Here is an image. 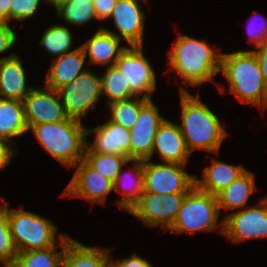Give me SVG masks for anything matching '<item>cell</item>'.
I'll return each mask as SVG.
<instances>
[{"instance_id": "obj_20", "label": "cell", "mask_w": 267, "mask_h": 267, "mask_svg": "<svg viewBox=\"0 0 267 267\" xmlns=\"http://www.w3.org/2000/svg\"><path fill=\"white\" fill-rule=\"evenodd\" d=\"M86 56L81 46L58 58H53L45 76V86L53 90L72 82L88 68L85 67Z\"/></svg>"}, {"instance_id": "obj_41", "label": "cell", "mask_w": 267, "mask_h": 267, "mask_svg": "<svg viewBox=\"0 0 267 267\" xmlns=\"http://www.w3.org/2000/svg\"><path fill=\"white\" fill-rule=\"evenodd\" d=\"M41 2L42 1H45V3H49V5H52L55 7V10L59 7L60 5V0H40Z\"/></svg>"}, {"instance_id": "obj_3", "label": "cell", "mask_w": 267, "mask_h": 267, "mask_svg": "<svg viewBox=\"0 0 267 267\" xmlns=\"http://www.w3.org/2000/svg\"><path fill=\"white\" fill-rule=\"evenodd\" d=\"M227 79L230 93L240 102L267 108V85L252 50L222 53L220 72Z\"/></svg>"}, {"instance_id": "obj_2", "label": "cell", "mask_w": 267, "mask_h": 267, "mask_svg": "<svg viewBox=\"0 0 267 267\" xmlns=\"http://www.w3.org/2000/svg\"><path fill=\"white\" fill-rule=\"evenodd\" d=\"M177 38L168 51V71H174L184 84L193 88L205 82H214V76L220 72L222 52L212 48L204 39L181 33Z\"/></svg>"}, {"instance_id": "obj_38", "label": "cell", "mask_w": 267, "mask_h": 267, "mask_svg": "<svg viewBox=\"0 0 267 267\" xmlns=\"http://www.w3.org/2000/svg\"><path fill=\"white\" fill-rule=\"evenodd\" d=\"M116 3L117 0H93V6L98 20L108 19Z\"/></svg>"}, {"instance_id": "obj_4", "label": "cell", "mask_w": 267, "mask_h": 267, "mask_svg": "<svg viewBox=\"0 0 267 267\" xmlns=\"http://www.w3.org/2000/svg\"><path fill=\"white\" fill-rule=\"evenodd\" d=\"M39 144L58 162L72 168L83 159L86 146V127L72 118L53 123L33 125Z\"/></svg>"}, {"instance_id": "obj_6", "label": "cell", "mask_w": 267, "mask_h": 267, "mask_svg": "<svg viewBox=\"0 0 267 267\" xmlns=\"http://www.w3.org/2000/svg\"><path fill=\"white\" fill-rule=\"evenodd\" d=\"M217 197L194 186L185 196L174 223L167 229L174 233L215 231L224 233V218L219 223ZM219 223V224H218Z\"/></svg>"}, {"instance_id": "obj_31", "label": "cell", "mask_w": 267, "mask_h": 267, "mask_svg": "<svg viewBox=\"0 0 267 267\" xmlns=\"http://www.w3.org/2000/svg\"><path fill=\"white\" fill-rule=\"evenodd\" d=\"M147 100L140 96H134L107 104L108 110L111 111L108 112L110 114L109 120L131 130L136 123L141 106Z\"/></svg>"}, {"instance_id": "obj_40", "label": "cell", "mask_w": 267, "mask_h": 267, "mask_svg": "<svg viewBox=\"0 0 267 267\" xmlns=\"http://www.w3.org/2000/svg\"><path fill=\"white\" fill-rule=\"evenodd\" d=\"M11 0H0V20L9 23V5Z\"/></svg>"}, {"instance_id": "obj_36", "label": "cell", "mask_w": 267, "mask_h": 267, "mask_svg": "<svg viewBox=\"0 0 267 267\" xmlns=\"http://www.w3.org/2000/svg\"><path fill=\"white\" fill-rule=\"evenodd\" d=\"M111 267H153L152 264L138 256V254L132 253L128 258H123L122 260H114L111 258Z\"/></svg>"}, {"instance_id": "obj_23", "label": "cell", "mask_w": 267, "mask_h": 267, "mask_svg": "<svg viewBox=\"0 0 267 267\" xmlns=\"http://www.w3.org/2000/svg\"><path fill=\"white\" fill-rule=\"evenodd\" d=\"M111 249L86 246L73 238L67 243L61 267H111Z\"/></svg>"}, {"instance_id": "obj_9", "label": "cell", "mask_w": 267, "mask_h": 267, "mask_svg": "<svg viewBox=\"0 0 267 267\" xmlns=\"http://www.w3.org/2000/svg\"><path fill=\"white\" fill-rule=\"evenodd\" d=\"M143 52V46H127L115 66L124 74L130 90L136 96L152 99L157 79L149 58Z\"/></svg>"}, {"instance_id": "obj_37", "label": "cell", "mask_w": 267, "mask_h": 267, "mask_svg": "<svg viewBox=\"0 0 267 267\" xmlns=\"http://www.w3.org/2000/svg\"><path fill=\"white\" fill-rule=\"evenodd\" d=\"M9 141L0 138V171H4L18 152ZM15 148V149H14Z\"/></svg>"}, {"instance_id": "obj_16", "label": "cell", "mask_w": 267, "mask_h": 267, "mask_svg": "<svg viewBox=\"0 0 267 267\" xmlns=\"http://www.w3.org/2000/svg\"><path fill=\"white\" fill-rule=\"evenodd\" d=\"M95 134L94 142L88 143V135ZM130 130L107 120L94 128H86V147L95 153L123 155L130 160Z\"/></svg>"}, {"instance_id": "obj_26", "label": "cell", "mask_w": 267, "mask_h": 267, "mask_svg": "<svg viewBox=\"0 0 267 267\" xmlns=\"http://www.w3.org/2000/svg\"><path fill=\"white\" fill-rule=\"evenodd\" d=\"M59 248L61 251H57ZM66 245L19 252L11 267H61Z\"/></svg>"}, {"instance_id": "obj_39", "label": "cell", "mask_w": 267, "mask_h": 267, "mask_svg": "<svg viewBox=\"0 0 267 267\" xmlns=\"http://www.w3.org/2000/svg\"><path fill=\"white\" fill-rule=\"evenodd\" d=\"M252 51L257 58L260 72L265 84L267 85V42L259 45Z\"/></svg>"}, {"instance_id": "obj_12", "label": "cell", "mask_w": 267, "mask_h": 267, "mask_svg": "<svg viewBox=\"0 0 267 267\" xmlns=\"http://www.w3.org/2000/svg\"><path fill=\"white\" fill-rule=\"evenodd\" d=\"M73 178L64 189L61 197L86 199L91 204H104L113 191V181L91 168L83 159L75 166Z\"/></svg>"}, {"instance_id": "obj_33", "label": "cell", "mask_w": 267, "mask_h": 267, "mask_svg": "<svg viewBox=\"0 0 267 267\" xmlns=\"http://www.w3.org/2000/svg\"><path fill=\"white\" fill-rule=\"evenodd\" d=\"M40 0H11L9 5V23L31 19L36 14Z\"/></svg>"}, {"instance_id": "obj_19", "label": "cell", "mask_w": 267, "mask_h": 267, "mask_svg": "<svg viewBox=\"0 0 267 267\" xmlns=\"http://www.w3.org/2000/svg\"><path fill=\"white\" fill-rule=\"evenodd\" d=\"M122 40L105 31L102 26L90 39L80 45L88 56V65L114 66L126 46H120Z\"/></svg>"}, {"instance_id": "obj_22", "label": "cell", "mask_w": 267, "mask_h": 267, "mask_svg": "<svg viewBox=\"0 0 267 267\" xmlns=\"http://www.w3.org/2000/svg\"><path fill=\"white\" fill-rule=\"evenodd\" d=\"M131 162L133 168L129 167L130 171L124 173L125 169L122 167L113 182V190L118 191L123 196L122 199L116 201V204L127 212L140 200L144 193L143 160H131Z\"/></svg>"}, {"instance_id": "obj_15", "label": "cell", "mask_w": 267, "mask_h": 267, "mask_svg": "<svg viewBox=\"0 0 267 267\" xmlns=\"http://www.w3.org/2000/svg\"><path fill=\"white\" fill-rule=\"evenodd\" d=\"M28 130L33 125L60 122L68 117L57 90L34 87L23 100Z\"/></svg>"}, {"instance_id": "obj_35", "label": "cell", "mask_w": 267, "mask_h": 267, "mask_svg": "<svg viewBox=\"0 0 267 267\" xmlns=\"http://www.w3.org/2000/svg\"><path fill=\"white\" fill-rule=\"evenodd\" d=\"M10 23L0 20V54L10 51L17 42V34L9 26Z\"/></svg>"}, {"instance_id": "obj_11", "label": "cell", "mask_w": 267, "mask_h": 267, "mask_svg": "<svg viewBox=\"0 0 267 267\" xmlns=\"http://www.w3.org/2000/svg\"><path fill=\"white\" fill-rule=\"evenodd\" d=\"M186 194L166 195L144 192L129 213L148 227L160 225L168 229L174 223Z\"/></svg>"}, {"instance_id": "obj_30", "label": "cell", "mask_w": 267, "mask_h": 267, "mask_svg": "<svg viewBox=\"0 0 267 267\" xmlns=\"http://www.w3.org/2000/svg\"><path fill=\"white\" fill-rule=\"evenodd\" d=\"M58 18L62 17L70 25L81 26L89 21L98 20L93 0H67L55 10Z\"/></svg>"}, {"instance_id": "obj_17", "label": "cell", "mask_w": 267, "mask_h": 267, "mask_svg": "<svg viewBox=\"0 0 267 267\" xmlns=\"http://www.w3.org/2000/svg\"><path fill=\"white\" fill-rule=\"evenodd\" d=\"M154 153L159 155L162 162L188 164L191 153L186 146L179 124L166 118L163 120L155 135L151 158Z\"/></svg>"}, {"instance_id": "obj_5", "label": "cell", "mask_w": 267, "mask_h": 267, "mask_svg": "<svg viewBox=\"0 0 267 267\" xmlns=\"http://www.w3.org/2000/svg\"><path fill=\"white\" fill-rule=\"evenodd\" d=\"M9 230L17 252L47 249L54 245H67L72 239L69 235L59 233L57 226L50 219L34 212L20 209H9L7 202Z\"/></svg>"}, {"instance_id": "obj_34", "label": "cell", "mask_w": 267, "mask_h": 267, "mask_svg": "<svg viewBox=\"0 0 267 267\" xmlns=\"http://www.w3.org/2000/svg\"><path fill=\"white\" fill-rule=\"evenodd\" d=\"M254 13L257 14V16L259 15L256 10H254ZM254 17L251 18V20H249V23L247 24V32H248L247 36H249V38H248L249 41L256 48L259 45L267 42V19H265L262 15L261 16L259 15V17L262 19V21H260V20L257 21L256 19H258V18H256V17L254 18ZM255 20H256V22H258L257 27H255L256 26Z\"/></svg>"}, {"instance_id": "obj_14", "label": "cell", "mask_w": 267, "mask_h": 267, "mask_svg": "<svg viewBox=\"0 0 267 267\" xmlns=\"http://www.w3.org/2000/svg\"><path fill=\"white\" fill-rule=\"evenodd\" d=\"M148 3V0H141ZM139 0H117L108 19H113L118 33L102 27L118 39L127 42L128 46H144L145 13Z\"/></svg>"}, {"instance_id": "obj_13", "label": "cell", "mask_w": 267, "mask_h": 267, "mask_svg": "<svg viewBox=\"0 0 267 267\" xmlns=\"http://www.w3.org/2000/svg\"><path fill=\"white\" fill-rule=\"evenodd\" d=\"M164 119L152 99L141 106L136 123L130 130V160L151 159L155 135Z\"/></svg>"}, {"instance_id": "obj_10", "label": "cell", "mask_w": 267, "mask_h": 267, "mask_svg": "<svg viewBox=\"0 0 267 267\" xmlns=\"http://www.w3.org/2000/svg\"><path fill=\"white\" fill-rule=\"evenodd\" d=\"M233 243L267 238V197L257 205L224 216V233Z\"/></svg>"}, {"instance_id": "obj_1", "label": "cell", "mask_w": 267, "mask_h": 267, "mask_svg": "<svg viewBox=\"0 0 267 267\" xmlns=\"http://www.w3.org/2000/svg\"><path fill=\"white\" fill-rule=\"evenodd\" d=\"M181 101V133L189 152L199 149L218 154L227 131L219 117L210 107L199 99V94L191 95L180 85Z\"/></svg>"}, {"instance_id": "obj_8", "label": "cell", "mask_w": 267, "mask_h": 267, "mask_svg": "<svg viewBox=\"0 0 267 267\" xmlns=\"http://www.w3.org/2000/svg\"><path fill=\"white\" fill-rule=\"evenodd\" d=\"M186 165L143 161L144 192L155 194L188 193L195 186V176L185 172Z\"/></svg>"}, {"instance_id": "obj_32", "label": "cell", "mask_w": 267, "mask_h": 267, "mask_svg": "<svg viewBox=\"0 0 267 267\" xmlns=\"http://www.w3.org/2000/svg\"><path fill=\"white\" fill-rule=\"evenodd\" d=\"M18 252L14 245L8 224L7 203L0 206V263L4 267H11Z\"/></svg>"}, {"instance_id": "obj_29", "label": "cell", "mask_w": 267, "mask_h": 267, "mask_svg": "<svg viewBox=\"0 0 267 267\" xmlns=\"http://www.w3.org/2000/svg\"><path fill=\"white\" fill-rule=\"evenodd\" d=\"M83 160L91 168L113 182L116 180L121 168L131 162L127 156L95 153L90 151L86 146Z\"/></svg>"}, {"instance_id": "obj_27", "label": "cell", "mask_w": 267, "mask_h": 267, "mask_svg": "<svg viewBox=\"0 0 267 267\" xmlns=\"http://www.w3.org/2000/svg\"><path fill=\"white\" fill-rule=\"evenodd\" d=\"M103 74H100L101 92L102 96L107 97V104L136 96L130 90L124 74L115 65L108 66Z\"/></svg>"}, {"instance_id": "obj_21", "label": "cell", "mask_w": 267, "mask_h": 267, "mask_svg": "<svg viewBox=\"0 0 267 267\" xmlns=\"http://www.w3.org/2000/svg\"><path fill=\"white\" fill-rule=\"evenodd\" d=\"M246 171L243 165H233L212 158L201 177H195V186L206 193L217 195Z\"/></svg>"}, {"instance_id": "obj_7", "label": "cell", "mask_w": 267, "mask_h": 267, "mask_svg": "<svg viewBox=\"0 0 267 267\" xmlns=\"http://www.w3.org/2000/svg\"><path fill=\"white\" fill-rule=\"evenodd\" d=\"M68 118L78 121L96 108L102 96L101 78L90 69L57 89Z\"/></svg>"}, {"instance_id": "obj_25", "label": "cell", "mask_w": 267, "mask_h": 267, "mask_svg": "<svg viewBox=\"0 0 267 267\" xmlns=\"http://www.w3.org/2000/svg\"><path fill=\"white\" fill-rule=\"evenodd\" d=\"M27 132L23 101L0 98V138L11 143Z\"/></svg>"}, {"instance_id": "obj_18", "label": "cell", "mask_w": 267, "mask_h": 267, "mask_svg": "<svg viewBox=\"0 0 267 267\" xmlns=\"http://www.w3.org/2000/svg\"><path fill=\"white\" fill-rule=\"evenodd\" d=\"M26 71L18 54L0 58V98L23 101L34 88L27 85Z\"/></svg>"}, {"instance_id": "obj_24", "label": "cell", "mask_w": 267, "mask_h": 267, "mask_svg": "<svg viewBox=\"0 0 267 267\" xmlns=\"http://www.w3.org/2000/svg\"><path fill=\"white\" fill-rule=\"evenodd\" d=\"M256 191L255 173L246 170L228 187L216 195L220 213L222 208L226 211L244 209L245 206L247 207L246 204L249 197Z\"/></svg>"}, {"instance_id": "obj_28", "label": "cell", "mask_w": 267, "mask_h": 267, "mask_svg": "<svg viewBox=\"0 0 267 267\" xmlns=\"http://www.w3.org/2000/svg\"><path fill=\"white\" fill-rule=\"evenodd\" d=\"M42 38L39 44L47 51L49 55H54L58 58L66 53L76 50L71 49L73 44V37L68 27L62 25H52L45 29L42 33Z\"/></svg>"}]
</instances>
